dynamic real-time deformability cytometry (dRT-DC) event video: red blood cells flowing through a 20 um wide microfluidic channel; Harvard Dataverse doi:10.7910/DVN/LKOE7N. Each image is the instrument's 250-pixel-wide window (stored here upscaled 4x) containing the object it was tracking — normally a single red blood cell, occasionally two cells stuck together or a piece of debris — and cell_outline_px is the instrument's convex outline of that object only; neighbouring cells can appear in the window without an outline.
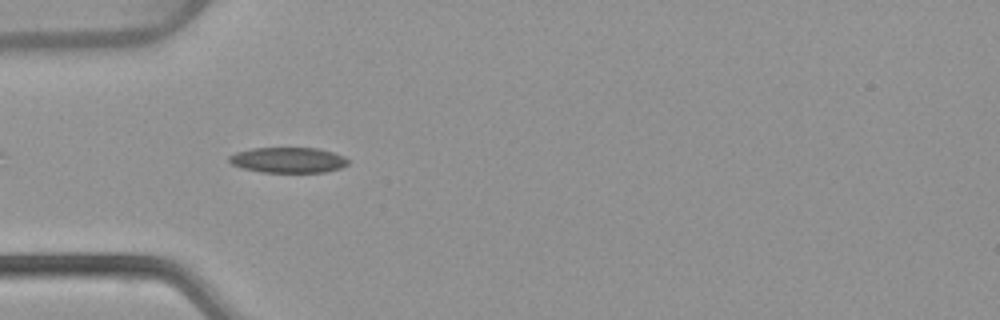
{"species": "common noctule bat (a hibernating species)", "species_latin": "Nyctalus noctula", "temperature_condition": "warm", "stored_images_in_passage": 39, "camera_frame_rate_fps": 3000, "um_per_image_px": 0.085, "animal": {"sex": "female", "body_mass_g": 22.7, "forearm_length_mm": 54.2}, "frame": {"image": 1, "passage_image": 2, "time_ms": 0.333, "image_size_px": [1000, 320], "cell_outline_px": [[348, 164], [340, 168], [324, 172], [260, 172], [244, 168], [232, 164], [228, 160], [228, 156], [236, 152], [252, 148], [320, 148], [344, 156], [348, 160]], "centroid_in_image_um": [24.49, 13.6], "position_along_channel_um": 60.5, "area_um2": 17.63}}
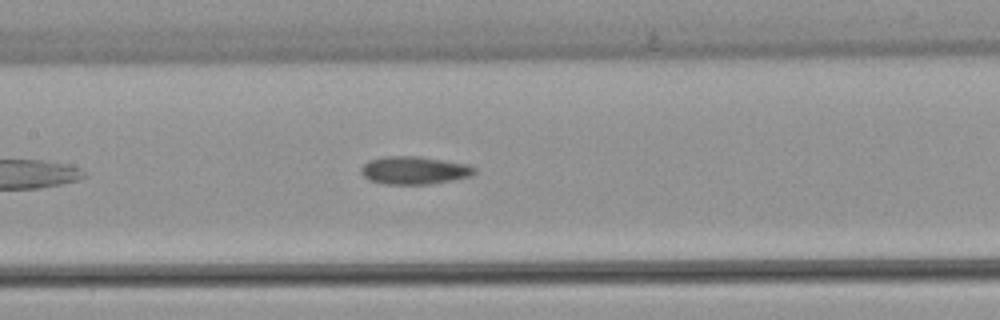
{"frame": {"image": 2, "passage_image": 11, "time_ms": 3.333, "image_size_px": [1000, 320], "cell_outline_px": [[476, 172], [468, 176], [452, 180], [428, 184], [384, 184], [368, 180], [360, 172], [360, 168], [368, 160], [384, 156], [420, 156], [468, 164], [476, 168]], "centroid_in_image_um": [35.17, 14.47], "position_along_channel_um": 172.2, "area_um2": 18.5}}
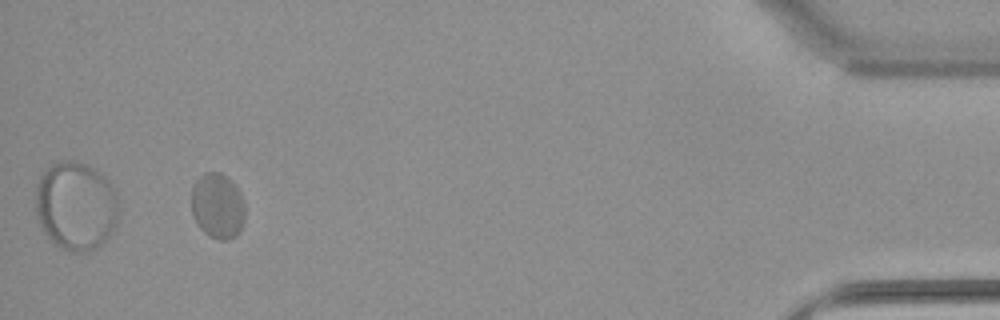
{"frame": {"image": 3, "passage_image": 36, "time_ms": 11.667, "image_size_px": [1000, 320], "cell_outline_px": [[244, 220], [240, 232], [236, 236], [228, 240], [216, 240], [208, 236], [200, 228], [192, 216], [192, 184], [204, 172], [220, 172], [236, 184], [244, 200]], "centroid_in_image_um": [18.5, 17.51], "position_along_channel_um": 416.7, "area_um2": 20.87}, "authors_computed_cell_mechanics": {"area_um2": 18.785, "velocity_mm_per_s": 3.8072, "shape_relaxation_time_tau1_ms": null, "shape_relaxation_time_tau2_ms": 1.4294, "deformation_change_tau1": null, "deformation_change_tau2": 0.047}}